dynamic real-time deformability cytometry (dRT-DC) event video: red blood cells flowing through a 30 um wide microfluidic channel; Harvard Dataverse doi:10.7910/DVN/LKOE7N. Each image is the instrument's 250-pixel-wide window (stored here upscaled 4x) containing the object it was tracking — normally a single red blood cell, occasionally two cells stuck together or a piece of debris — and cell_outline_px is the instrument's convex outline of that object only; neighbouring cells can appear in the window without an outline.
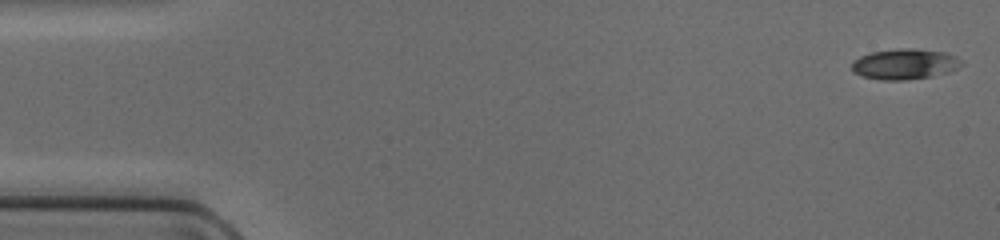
{"species": "common noctule bat (a hibernating species)", "species_latin": "Nyctalus noctula", "temperature_condition": "cold", "stored_images_in_passage": 15, "camera_frame_rate_fps": 3000, "um_per_image_px": 0.085, "animal": {"sex": "female", "body_mass_g": 17.0, "forearm_length_mm": 48.0}, "frame": {"image": 1, "passage_image": 1, "time_ms": 0.0, "image_size_px": [1000, 240], "cell_outline_px": [[964, 64], [952, 72], [932, 76], [904, 80], [880, 80], [860, 76], [852, 72], [852, 60], [860, 56], [872, 52], [900, 48], [916, 48], [944, 52], [956, 56], [964, 60]], "centroid_in_image_um": [76.93, 5.45], "position_along_channel_um": 8.1, "area_um2": 19.94}}
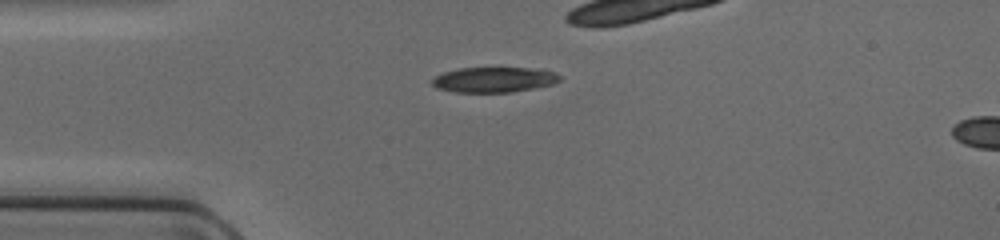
{"frame": {"image": 2, "passage_image": 12, "time_ms": 3.667, "image_size_px": [1000, 240], "cell_outline_px": [[560, 80], [552, 84], [536, 88], [512, 92], [456, 92], [436, 88], [432, 84], [432, 80], [436, 76], [444, 72], [456, 68], [544, 68], [556, 72], [560, 76]], "centroid_in_image_um": [42.03, 6.76], "position_along_channel_um": 43.0, "area_um2": 18.96}}